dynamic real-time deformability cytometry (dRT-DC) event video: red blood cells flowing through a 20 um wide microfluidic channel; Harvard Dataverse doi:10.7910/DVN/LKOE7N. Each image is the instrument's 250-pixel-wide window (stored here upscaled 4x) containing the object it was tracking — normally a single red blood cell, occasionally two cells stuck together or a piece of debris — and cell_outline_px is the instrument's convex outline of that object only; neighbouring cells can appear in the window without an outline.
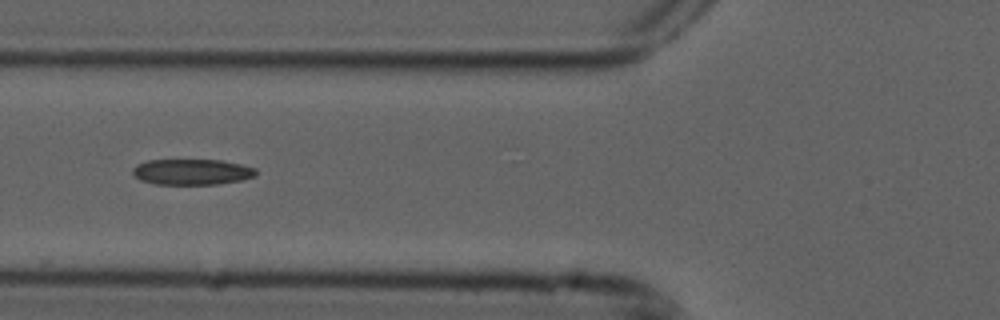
{"species": "common noctule bat (a hibernating species)", "species_latin": "Nyctalus noctula", "temperature_condition": "cold", "stored_images_in_passage": 7, "camera_frame_rate_fps": 3000, "um_per_image_px": 0.085, "animal": {"sex": "male", "forearm_length_mm": 52.5}, "frame": {"image": 1, "passage_image": 6, "time_ms": 1.667, "image_size_px": [1000, 320], "cell_outline_px": [[256, 176], [240, 180], [216, 184], [156, 184], [140, 180], [132, 172], [132, 168], [136, 164], [148, 160], [220, 160], [240, 164], [256, 168]], "centroid_in_image_um": [16.29, 14.61], "position_along_channel_um": 109.5, "area_um2": 18.44}}